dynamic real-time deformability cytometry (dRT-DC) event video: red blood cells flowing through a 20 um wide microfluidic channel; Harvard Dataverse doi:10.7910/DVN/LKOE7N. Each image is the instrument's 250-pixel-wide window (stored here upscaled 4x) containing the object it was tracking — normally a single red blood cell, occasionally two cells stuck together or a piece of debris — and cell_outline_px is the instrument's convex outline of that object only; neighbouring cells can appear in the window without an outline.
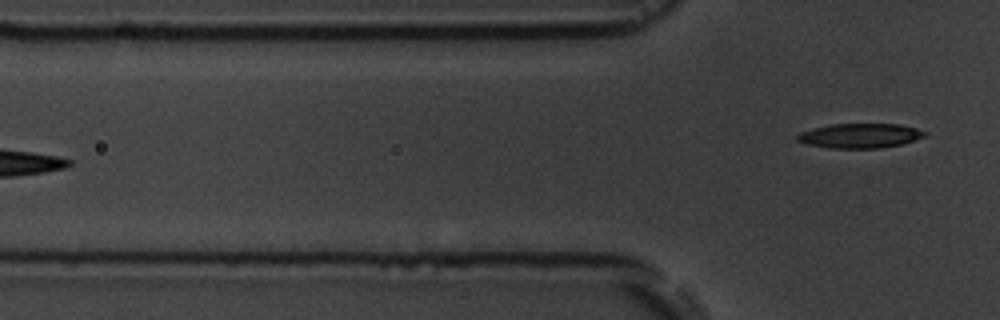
{"species": "common noctule bat (a hibernating species)", "species_latin": "Nyctalus noctula", "temperature_condition": "room temperature", "stored_images_in_passage": 5, "camera_frame_rate_fps": 3000, "um_per_image_px": 0.085, "animal": {"sex": "male", "body_mass_g": 19.5, "forearm_length_mm": 54.6}, "frame": {"image": 1, "passage_image": 5, "time_ms": 5.667, "image_size_px": [1000, 320], "cell_outline_px": [[928, 132], [924, 136], [900, 144], [880, 148], [832, 148], [808, 144], [796, 140], [796, 136], [800, 132], [812, 128], [832, 124], [900, 124], [916, 128]], "centroid_in_image_um": [73.07, 11.53], "position_along_channel_um": 52.7, "area_um2": 18.09}}